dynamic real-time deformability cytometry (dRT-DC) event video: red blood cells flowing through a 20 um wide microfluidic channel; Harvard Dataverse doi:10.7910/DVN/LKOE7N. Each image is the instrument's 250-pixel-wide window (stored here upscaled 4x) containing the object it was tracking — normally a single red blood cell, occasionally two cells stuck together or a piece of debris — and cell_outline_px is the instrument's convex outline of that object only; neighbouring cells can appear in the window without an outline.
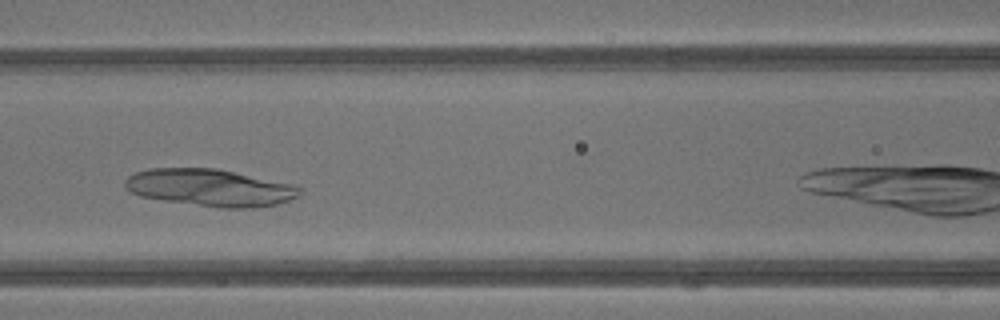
{"species": "common noctule bat (a hibernating species)", "species_latin": "Nyctalus noctula", "temperature_condition": "warm", "stored_images_in_passage": 11, "camera_frame_rate_fps": 3000, "um_per_image_px": 0.085, "animal": {"sex": "male", "body_mass_g": 13.3}, "frame": {"image": 1, "passage_image": 8, "time_ms": 2.333, "image_size_px": [1000, 320], "cell_outline_px": [[304, 192], [288, 200], [276, 204], [260, 208], [220, 208], [164, 200], [140, 196], [128, 192], [124, 188], [124, 180], [128, 176], [136, 172], [148, 168], [216, 168], [292, 184], [300, 188]], "centroid_in_image_um": [17.82, 15.95], "position_along_channel_um": 148.8, "area_um2": 37.92}}
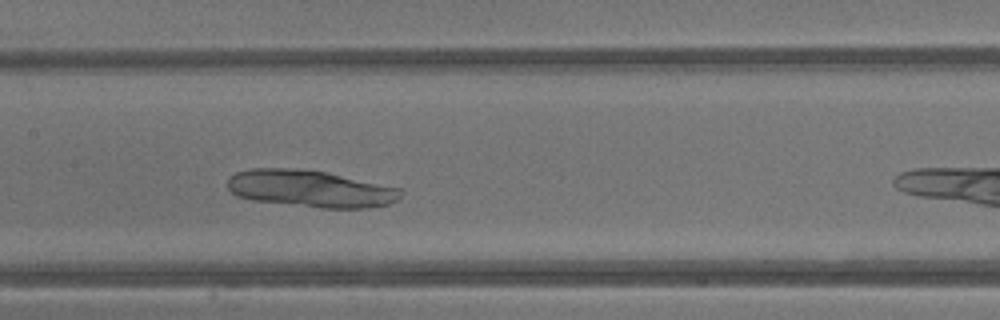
{"frame": {"image": 2, "passage_image": 10, "time_ms": 3.0, "image_size_px": [1000, 320], "cell_outline_px": [[404, 192], [396, 200], [388, 204], [368, 208], [320, 208], [252, 200], [236, 196], [228, 188], [228, 180], [236, 172], [252, 168], [288, 168], [328, 172], [400, 188]], "centroid_in_image_um": [26.39, 16.04], "position_along_channel_um": 181.0, "area_um2": 37.34}}